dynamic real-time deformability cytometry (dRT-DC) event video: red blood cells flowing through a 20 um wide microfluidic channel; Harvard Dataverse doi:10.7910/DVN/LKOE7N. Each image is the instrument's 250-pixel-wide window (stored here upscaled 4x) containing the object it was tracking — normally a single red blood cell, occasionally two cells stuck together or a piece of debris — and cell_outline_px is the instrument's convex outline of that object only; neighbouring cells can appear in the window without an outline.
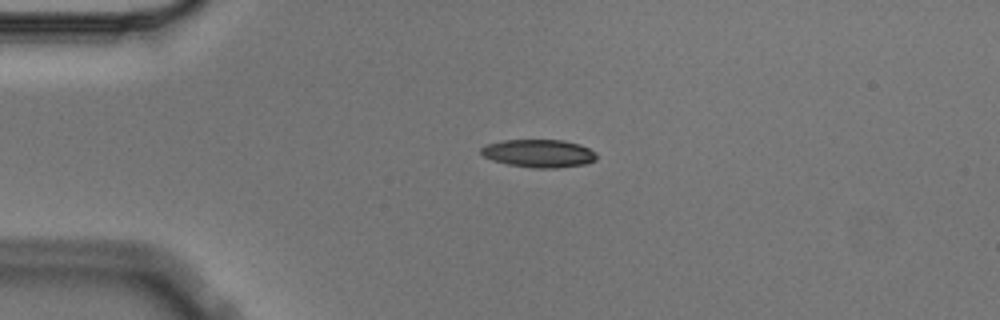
{"species": "Egyptian fruit bat (a non-hibernating species)", "species_latin": "Rousettus aegyptiacus", "temperature_condition": "cold", "stored_images_in_passage": 3, "camera_frame_rate_fps": 3000, "um_per_image_px": 0.085, "animal": {"sex": "male"}, "frame": {"image": 1, "passage_image": 1, "time_ms": 0.0, "image_size_px": [1000, 320], "cell_outline_px": [[596, 160], [588, 164], [556, 168], [532, 168], [508, 164], [492, 160], [484, 156], [480, 152], [480, 148], [488, 144], [504, 140], [564, 140], [580, 144], [596, 152]], "centroid_in_image_um": [45.83, 13.04], "position_along_channel_um": 39.2, "area_um2": 18.9}}
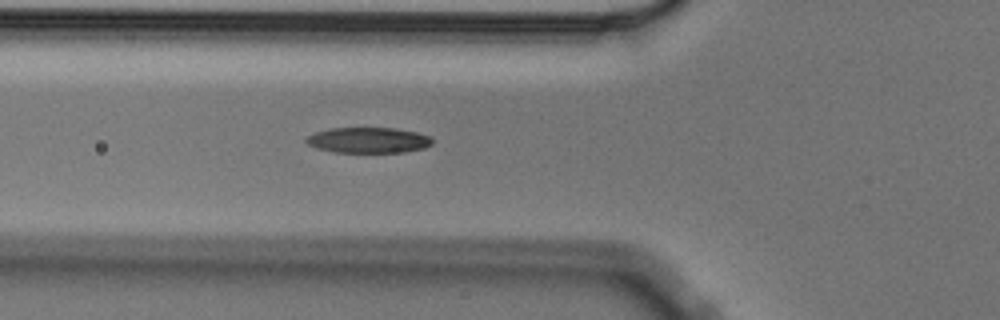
{"frame": {"image": 2, "passage_image": 3, "time_ms": 0.667, "image_size_px": [1000, 320], "cell_outline_px": [[432, 144], [424, 148], [404, 152], [332, 152], [316, 148], [308, 144], [304, 140], [308, 136], [316, 132], [332, 128], [396, 128], [416, 132], [428, 136], [432, 140]], "centroid_in_image_um": [31.29, 11.92], "position_along_channel_um": 94.5, "area_um2": 18.73}}